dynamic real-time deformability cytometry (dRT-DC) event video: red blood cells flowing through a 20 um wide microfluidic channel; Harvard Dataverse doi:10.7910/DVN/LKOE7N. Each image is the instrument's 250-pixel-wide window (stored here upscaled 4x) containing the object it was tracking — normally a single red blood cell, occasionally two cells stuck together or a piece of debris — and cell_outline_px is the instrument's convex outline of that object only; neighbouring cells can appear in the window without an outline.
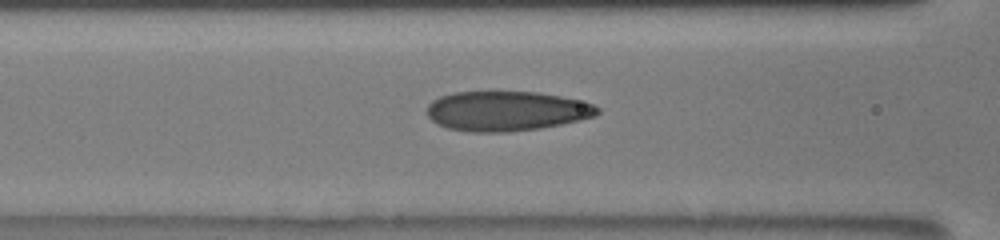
{"species": "human", "species_latin": "Homo sapiens", "temperature_condition": "room temperature", "stored_images_in_passage": 13, "camera_frame_rate_fps": 3000, "um_per_image_px": 0.085, "donor": {"sex": "male"}, "frame": {"image": 1, "passage_image": 8, "time_ms": 2.333, "image_size_px": [1000, 240], "cell_outline_px": [[600, 112], [596, 116], [560, 124], [540, 128], [508, 132], [472, 132], [448, 128], [436, 124], [424, 112], [428, 104], [432, 100], [440, 96], [456, 92], [536, 92], [560, 96], [592, 104], [600, 108]], "centroid_in_image_um": [43.0, 9.44], "position_along_channel_um": 123.6, "area_um2": 39.48}}